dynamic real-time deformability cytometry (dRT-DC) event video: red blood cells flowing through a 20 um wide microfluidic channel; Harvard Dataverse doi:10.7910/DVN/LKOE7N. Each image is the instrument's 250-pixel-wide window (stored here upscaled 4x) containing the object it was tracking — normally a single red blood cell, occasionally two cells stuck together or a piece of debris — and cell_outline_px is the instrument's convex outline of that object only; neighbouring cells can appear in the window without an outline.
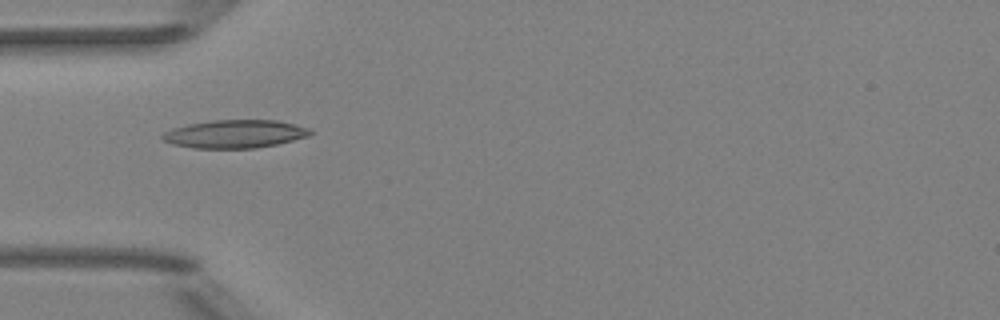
{"species": "Egyptian fruit bat (a non-hibernating species)", "species_latin": "Rousettus aegyptiacus", "temperature_condition": "room temperature", "stored_images_in_passage": 8, "camera_frame_rate_fps": 3000, "um_per_image_px": 0.085, "animal": {"sex": "female"}, "frame": {"image": 1, "passage_image": 5, "time_ms": 4.667, "image_size_px": [1000, 320], "cell_outline_px": [[312, 132], [308, 136], [276, 144], [252, 148], [192, 148], [172, 144], [160, 140], [160, 136], [164, 132], [172, 128], [188, 124], [212, 120], [276, 120], [296, 124], [308, 128]], "centroid_in_image_um": [19.9, 11.38], "position_along_channel_um": 65.1, "area_um2": 24.22}}
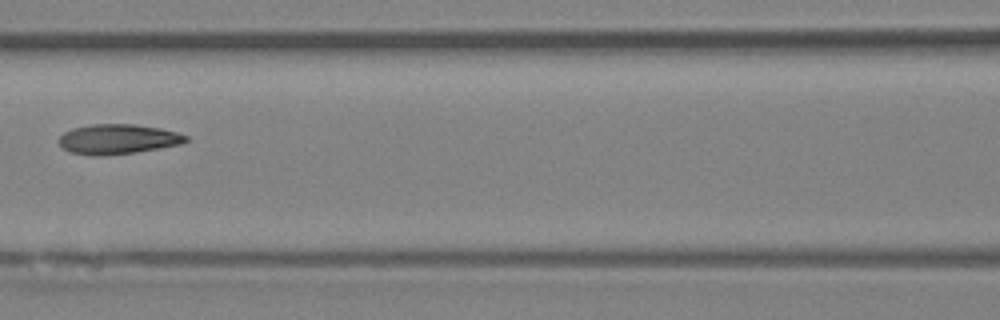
{"frame": {"image": 2, "passage_image": 7, "time_ms": 7.0, "image_size_px": [1000, 320], "cell_outline_px": [[188, 140], [180, 144], [136, 152], [104, 156], [92, 156], [68, 152], [60, 144], [60, 136], [64, 132], [72, 128], [92, 124], [136, 124], [160, 128], [176, 132], [188, 136]], "centroid_in_image_um": [10.0, 11.83], "position_along_channel_um": 156.6, "area_um2": 22.14}}
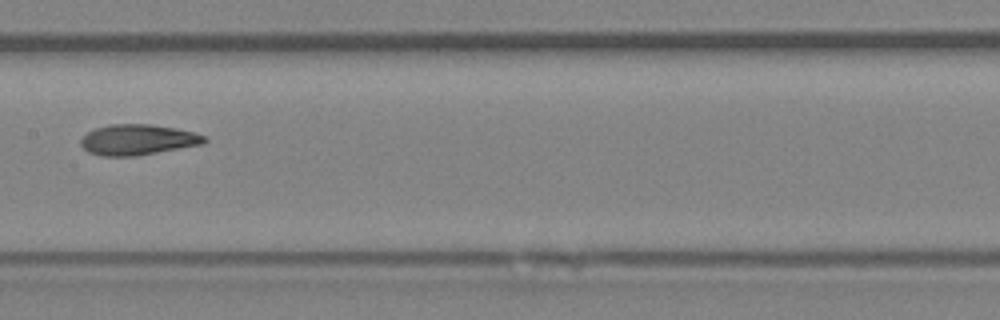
{"frame": {"image": 3, "passage_image": 8, "time_ms": 8.0, "image_size_px": [1000, 320], "cell_outline_px": [[208, 140], [204, 144], [132, 156], [100, 156], [88, 152], [80, 144], [80, 140], [88, 132], [96, 128], [108, 124], [152, 124], [176, 128], [192, 132], [204, 136]], "centroid_in_image_um": [11.69, 11.87], "position_along_channel_um": 195.7, "area_um2": 21.91}}